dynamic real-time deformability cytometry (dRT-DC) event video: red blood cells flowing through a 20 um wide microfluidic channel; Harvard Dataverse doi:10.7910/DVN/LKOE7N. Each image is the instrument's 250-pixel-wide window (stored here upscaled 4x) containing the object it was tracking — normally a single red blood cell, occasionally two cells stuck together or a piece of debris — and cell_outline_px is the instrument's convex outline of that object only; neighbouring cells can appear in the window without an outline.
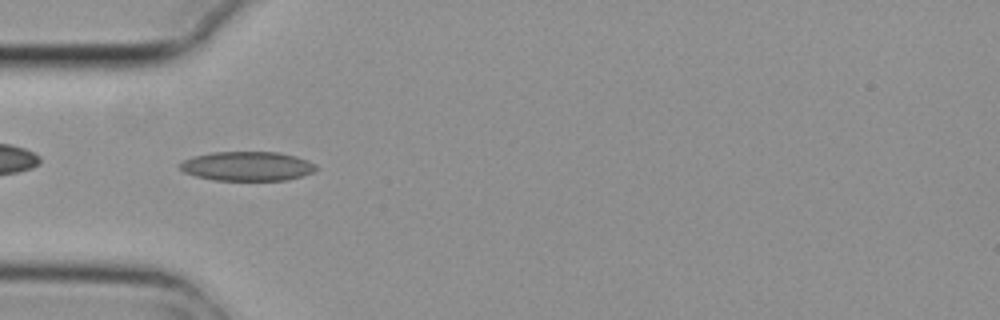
{"species": "common noctule bat (a hibernating species)", "species_latin": "Nyctalus noctula", "temperature_condition": "cold", "stored_images_in_passage": 8, "camera_frame_rate_fps": 3000, "um_per_image_px": 0.085, "animal": {"sex": "female", "body_mass_g": 29.2, "forearm_length_mm": 56.3}, "frame": {"image": 1, "passage_image": 3, "time_ms": 0.667, "image_size_px": [1000, 320], "cell_outline_px": [[320, 168], [312, 172], [288, 180], [212, 180], [196, 176], [184, 172], [180, 168], [180, 164], [184, 160], [192, 156], [212, 152], [280, 152], [296, 156], [308, 160], [316, 164]], "centroid_in_image_um": [21.04, 14.12], "position_along_channel_um": 64.0, "area_um2": 23.35}}
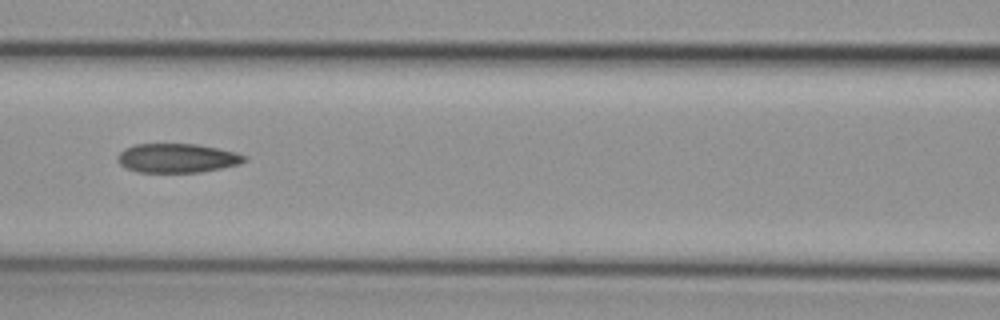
{"frame": {"image": 2, "passage_image": 5, "time_ms": 1.333, "image_size_px": [1000, 320], "cell_outline_px": [[248, 160], [240, 164], [200, 172], [136, 172], [124, 168], [116, 160], [116, 156], [124, 148], [136, 144], [196, 144], [236, 152], [248, 156]], "centroid_in_image_um": [15.04, 13.44], "position_along_channel_um": 151.6, "area_um2": 21.68}}
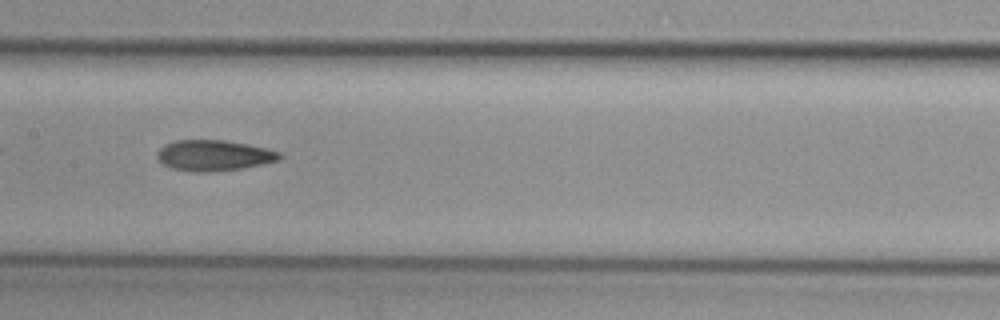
{"frame": {"image": 3, "passage_image": 6, "time_ms": 1.667, "image_size_px": [1000, 320], "cell_outline_px": [[284, 156], [280, 160], [244, 168], [208, 172], [196, 172], [172, 168], [164, 164], [156, 156], [156, 152], [164, 144], [176, 140], [224, 140], [248, 144], [280, 152]], "centroid_in_image_um": [18.19, 13.21], "position_along_channel_um": 189.2, "area_um2": 21.96}}